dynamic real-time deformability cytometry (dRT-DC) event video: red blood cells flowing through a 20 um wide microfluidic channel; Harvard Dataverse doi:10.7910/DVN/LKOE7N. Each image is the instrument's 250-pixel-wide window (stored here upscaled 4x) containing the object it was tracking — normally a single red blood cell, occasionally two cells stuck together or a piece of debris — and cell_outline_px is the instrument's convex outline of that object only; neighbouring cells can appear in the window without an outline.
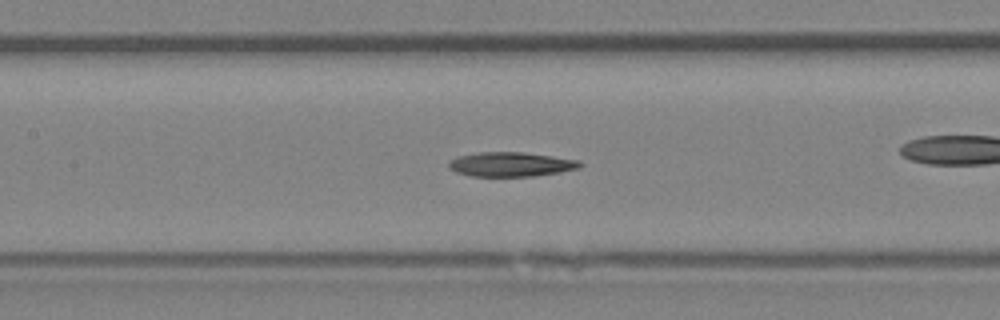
{"species": "Egyptian fruit bat (a non-hibernating species)", "species_latin": "Rousettus aegyptiacus", "temperature_condition": "room temperature", "stored_images_in_passage": 49, "camera_frame_rate_fps": 3000, "um_per_image_px": 0.085, "animal": {"sex": "female"}, "frame": {"image": 1, "passage_image": 22, "time_ms": 7.0, "image_size_px": [1000, 320], "cell_outline_px": [[584, 164], [580, 168], [560, 172], [536, 176], [472, 176], [456, 172], [448, 168], [448, 164], [456, 156], [476, 152], [524, 152], [580, 160]], "centroid_in_image_um": [43.45, 13.96], "position_along_channel_um": 164.0, "area_um2": 18.84}}
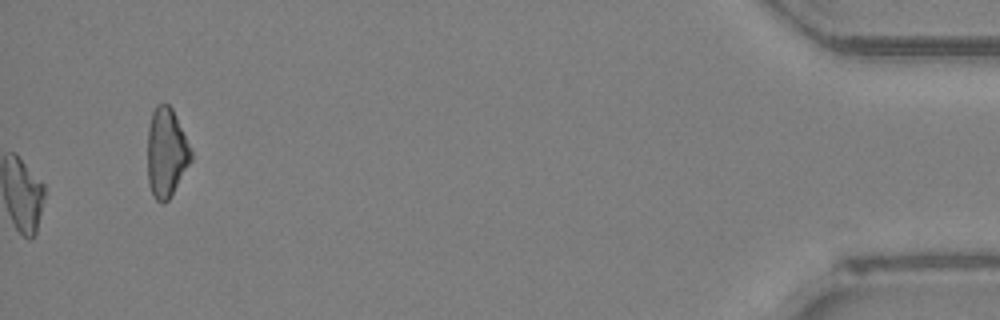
{"frame": {"image": 2, "passage_image": 49, "time_ms": 16.0, "image_size_px": [1000, 320], "cell_outline_px": [[192, 160], [168, 200], [164, 204], [160, 204], [152, 196], [148, 184], [148, 128], [152, 112], [156, 104], [168, 104], [172, 108], [176, 116], [192, 152]], "centroid_in_image_um": [14.12, 13.0], "position_along_channel_um": 421.1, "area_um2": 22.6}, "authors_computed_cell_mechanics": {"area_um2": 19.1896, "velocity_mm_per_s": 4.1903, "shape_relaxation_time_tau1_ms": null, "shape_relaxation_time_tau2_ms": 7.2464, "deformation_change_tau1": null, "deformation_change_tau2": 0.1827}}